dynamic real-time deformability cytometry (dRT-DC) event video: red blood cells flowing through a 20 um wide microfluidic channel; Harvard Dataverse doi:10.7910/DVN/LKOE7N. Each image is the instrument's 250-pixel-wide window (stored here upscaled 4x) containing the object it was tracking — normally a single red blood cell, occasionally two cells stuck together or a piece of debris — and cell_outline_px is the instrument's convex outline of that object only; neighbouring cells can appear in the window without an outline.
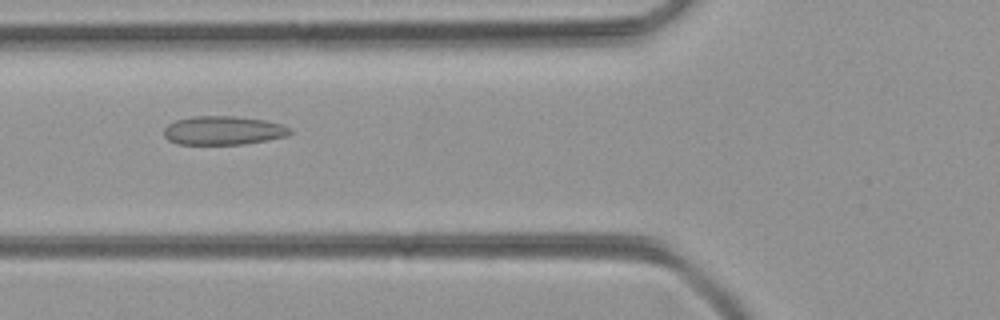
{"species": "common noctule bat (a hibernating species)", "species_latin": "Nyctalus noctula", "temperature_condition": "room temperature", "stored_images_in_passage": 45, "camera_frame_rate_fps": 3000, "um_per_image_px": 0.085, "animal": {"sex": "female", "body_mass_g": 21.9}, "frame": {"image": 1, "passage_image": 14, "time_ms": 4.333, "image_size_px": [1000, 320], "cell_outline_px": [[292, 132], [288, 136], [268, 140], [244, 144], [176, 144], [168, 140], [164, 136], [164, 128], [168, 124], [176, 120], [192, 116], [232, 116], [264, 120], [280, 124], [292, 128]], "centroid_in_image_um": [18.97, 11.09], "position_along_channel_um": 106.8, "area_um2": 21.21}}
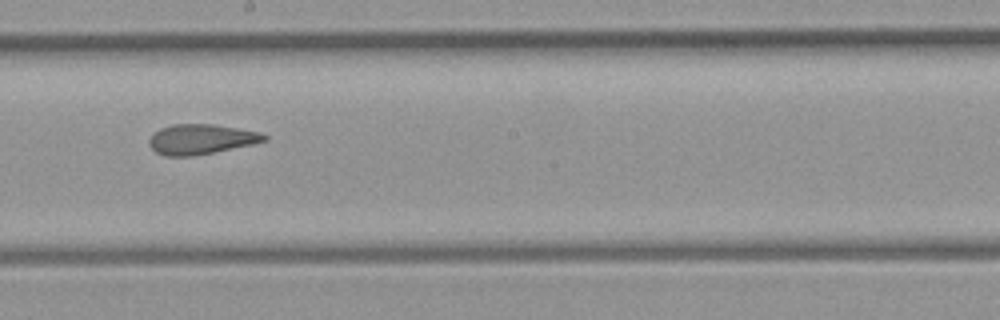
{"frame": {"image": 2, "passage_image": 23, "time_ms": 7.333, "image_size_px": [1000, 320], "cell_outline_px": [[268, 140], [252, 144], [192, 156], [164, 156], [156, 152], [148, 144], [148, 140], [160, 128], [172, 124], [212, 124], [260, 132], [268, 136]], "centroid_in_image_um": [17.07, 11.83], "position_along_channel_um": 231.1, "area_um2": 19.94}}
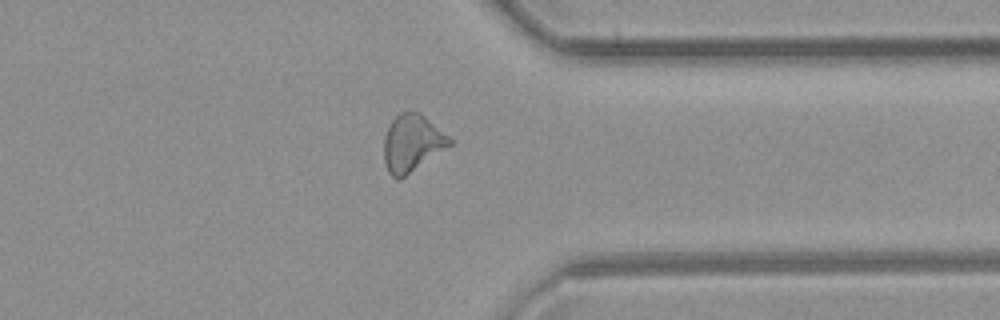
{"frame": {"image": 3, "passage_image": 34, "time_ms": 11.0, "image_size_px": [1000, 320], "cell_outline_px": [[452, 144], [400, 180], [396, 180], [388, 172], [384, 160], [384, 136], [392, 120], [400, 112], [420, 112], [448, 136], [452, 140]], "centroid_in_image_um": [35.01, 12.19], "position_along_channel_um": 376.4, "area_um2": 21.68}}